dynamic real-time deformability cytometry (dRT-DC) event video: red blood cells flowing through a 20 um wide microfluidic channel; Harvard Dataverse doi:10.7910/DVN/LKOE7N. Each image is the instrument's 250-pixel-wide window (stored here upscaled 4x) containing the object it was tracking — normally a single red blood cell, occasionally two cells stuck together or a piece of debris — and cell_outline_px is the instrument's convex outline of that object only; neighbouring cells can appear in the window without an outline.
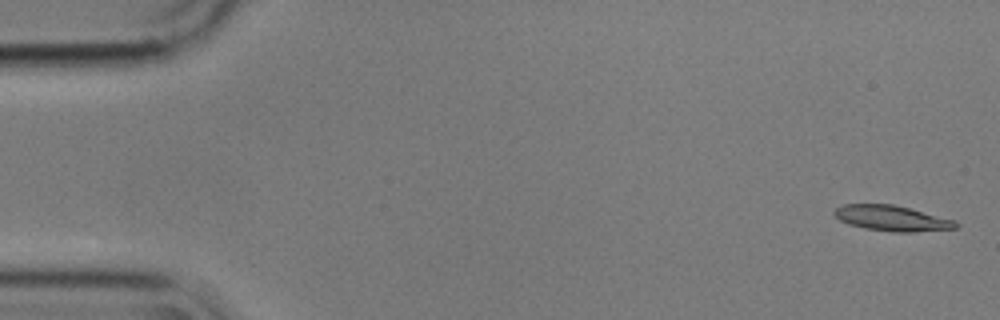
{"species": "common noctule bat (a hibernating species)", "species_latin": "Nyctalus noctula", "temperature_condition": "cold", "stored_images_in_passage": 5, "camera_frame_rate_fps": 3000, "um_per_image_px": 0.085, "animal": {"sex": "male", "body_mass_g": 17.9}, "frame": {"image": 1, "passage_image": 1, "time_ms": 0.0, "image_size_px": [1000, 320], "cell_outline_px": [[960, 224], [956, 228], [912, 232], [892, 232], [864, 228], [848, 224], [840, 220], [832, 212], [836, 208], [844, 204], [892, 204], [956, 220]], "centroid_in_image_um": [75.81, 18.55], "position_along_channel_um": 9.2, "area_um2": 17.98}}
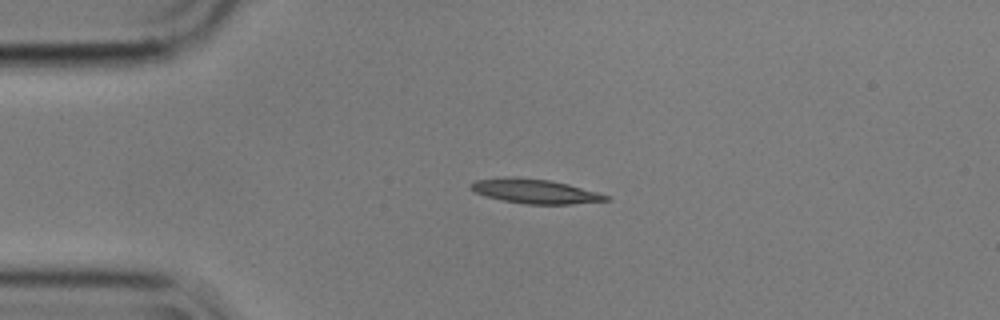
{"frame": {"image": 2, "passage_image": 4, "time_ms": 1.0, "image_size_px": [1000, 320], "cell_outline_px": [[612, 200], [572, 204], [528, 204], [504, 200], [488, 196], [476, 192], [472, 188], [472, 184], [476, 180], [504, 176], [516, 176], [548, 180], [568, 184], [596, 192], [608, 196]], "centroid_in_image_um": [45.5, 16.24], "position_along_channel_um": 39.5, "area_um2": 18.9}}